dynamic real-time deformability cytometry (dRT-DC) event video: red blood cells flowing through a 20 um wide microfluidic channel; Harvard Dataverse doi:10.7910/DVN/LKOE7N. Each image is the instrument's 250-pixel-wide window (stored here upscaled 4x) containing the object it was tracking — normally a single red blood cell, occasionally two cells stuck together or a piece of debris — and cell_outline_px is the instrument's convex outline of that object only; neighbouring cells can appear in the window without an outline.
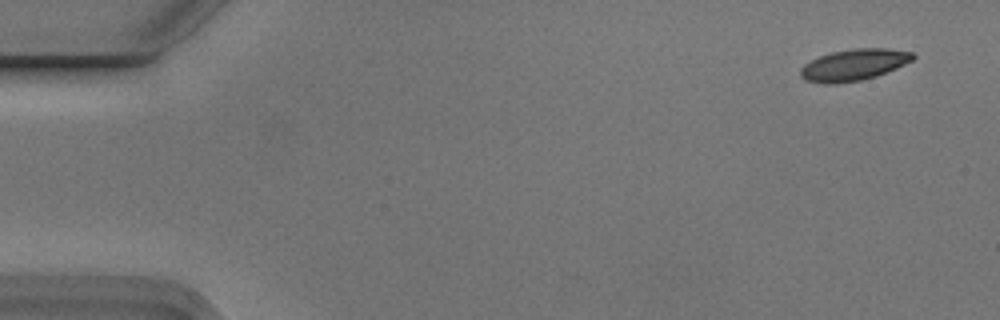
{"species": "Egyptian fruit bat (a non-hibernating species)", "species_latin": "Rousettus aegyptiacus", "temperature_condition": "cold", "stored_images_in_passage": 4, "segment_of_instrument_passage": [2, 2], "camera_frame_rate_fps": 3000, "um_per_image_px": 0.085, "animal": {"sex": "male"}, "frame": {"image": 1, "passage_image": 4, "time_ms": 1.0, "image_size_px": [1000, 320], "cell_outline_px": [[916, 56], [912, 60], [896, 68], [876, 76], [860, 80], [836, 84], [824, 84], [804, 80], [800, 76], [800, 68], [804, 64], [820, 56], [832, 52], [852, 48], [888, 48], [912, 52]], "centroid_in_image_um": [72.55, 5.51], "position_along_channel_um": 12.4, "area_um2": 20.63}}